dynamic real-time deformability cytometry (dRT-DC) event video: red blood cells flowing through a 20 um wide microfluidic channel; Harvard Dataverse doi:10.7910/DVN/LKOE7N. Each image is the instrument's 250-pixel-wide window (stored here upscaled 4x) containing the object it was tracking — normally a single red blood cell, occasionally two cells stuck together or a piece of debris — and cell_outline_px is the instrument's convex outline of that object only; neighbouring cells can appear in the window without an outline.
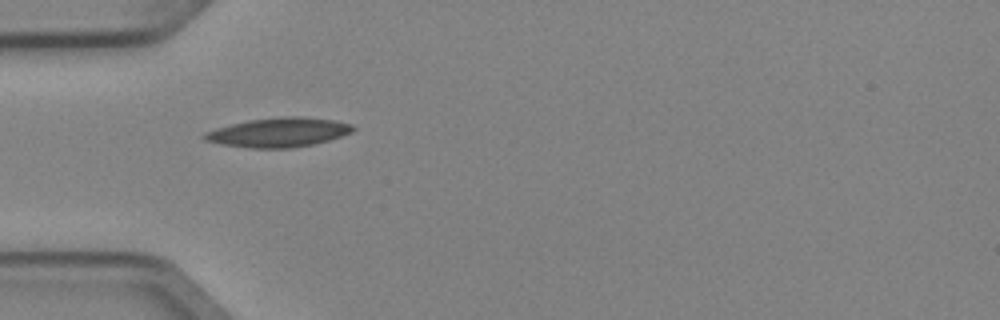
{"species": "Egyptian fruit bat (a non-hibernating species)", "species_latin": "Rousettus aegyptiacus", "temperature_condition": "cold", "stored_images_in_passage": 2, "camera_frame_rate_fps": 3000, "um_per_image_px": 0.085, "animal": {"sex": "female"}, "frame": {"image": 1, "passage_image": 1, "time_ms": 0.0, "image_size_px": [1000, 320], "cell_outline_px": [[356, 128], [352, 132], [328, 140], [312, 144], [292, 148], [252, 148], [224, 144], [204, 140], [200, 136], [204, 132], [216, 128], [248, 120], [280, 116], [304, 116], [332, 120], [352, 124]], "centroid_in_image_um": [23.67, 11.24], "position_along_channel_um": 61.3, "area_um2": 25.32}}
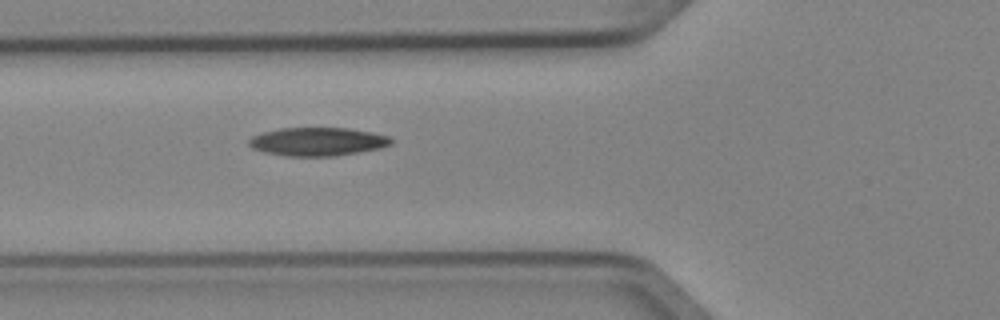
{"frame": {"image": 2, "passage_image": 2, "time_ms": 0.333, "image_size_px": [1000, 320], "cell_outline_px": [[392, 144], [380, 148], [360, 152], [336, 156], [284, 156], [264, 152], [252, 148], [248, 144], [248, 140], [252, 136], [264, 132], [280, 128], [348, 128], [372, 132], [388, 136], [392, 140]], "centroid_in_image_um": [26.99, 12.04], "position_along_channel_um": 98.8, "area_um2": 23.58}}